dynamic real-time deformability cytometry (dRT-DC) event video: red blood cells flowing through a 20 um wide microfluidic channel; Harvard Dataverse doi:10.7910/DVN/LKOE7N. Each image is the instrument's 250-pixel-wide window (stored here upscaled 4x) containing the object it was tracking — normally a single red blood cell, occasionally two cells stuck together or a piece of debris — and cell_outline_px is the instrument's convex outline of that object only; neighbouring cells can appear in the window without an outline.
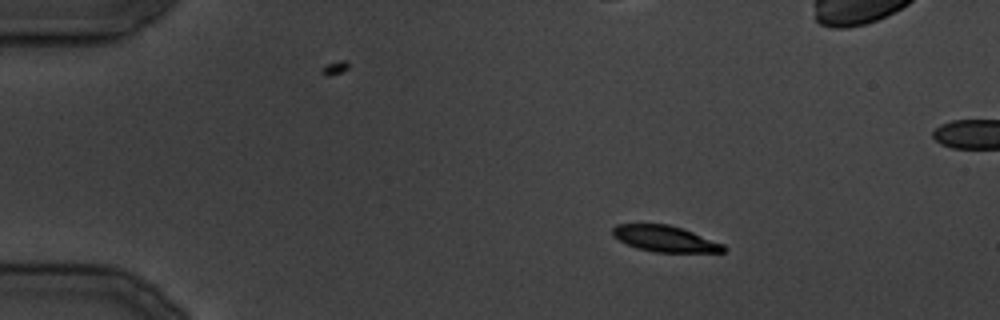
{"species": "common noctule bat (a hibernating species)", "species_latin": "Nyctalus noctula", "temperature_condition": "cold", "stored_images_in_passage": 7, "camera_frame_rate_fps": 3000, "um_per_image_px": 0.085, "animal": {"sex": "male", "body_mass_g": 19.5, "forearm_length_mm": 54.6}, "frame": {"image": 1, "passage_image": 1, "time_ms": 0.0, "image_size_px": [1000, 320], "cell_outline_px": [[728, 248], [724, 252], [656, 252], [636, 248], [612, 236], [612, 228], [616, 224], [668, 224], [692, 232], [724, 244]], "centroid_in_image_um": [56.52, 20.29], "position_along_channel_um": 28.5, "area_um2": 16.76}}